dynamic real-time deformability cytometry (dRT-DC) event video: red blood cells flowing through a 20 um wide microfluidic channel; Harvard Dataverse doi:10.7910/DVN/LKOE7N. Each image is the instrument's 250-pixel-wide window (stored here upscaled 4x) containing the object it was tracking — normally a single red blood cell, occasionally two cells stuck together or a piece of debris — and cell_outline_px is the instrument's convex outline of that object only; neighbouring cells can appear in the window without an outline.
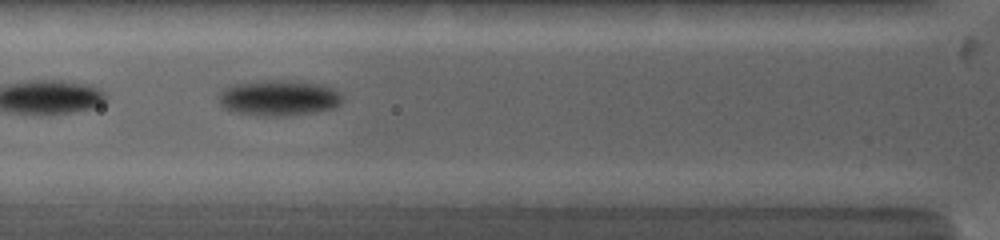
{"species": "common noctule bat (a hibernating species)", "species_latin": "Nyctalus noctula", "temperature_condition": "warm", "stored_images_in_passage": 6, "camera_frame_rate_fps": 5000, "um_per_image_px": 0.085, "animal": {"sex": "female", "body_mass_g": 19.0, "forearm_length_mm": 53.3}, "frame": {"image": 1, "passage_image": 3, "time_ms": 1.4, "image_size_px": [1000, 240], "cell_outline_px": [[344, 96], [340, 104], [332, 108], [316, 112], [288, 116], [256, 116], [232, 112], [224, 108], [220, 104], [220, 92], [228, 84], [260, 80], [296, 80], [324, 84], [340, 92]], "centroid_in_image_um": [23.69, 8.31], "position_along_channel_um": 102.1, "area_um2": 26.47}}